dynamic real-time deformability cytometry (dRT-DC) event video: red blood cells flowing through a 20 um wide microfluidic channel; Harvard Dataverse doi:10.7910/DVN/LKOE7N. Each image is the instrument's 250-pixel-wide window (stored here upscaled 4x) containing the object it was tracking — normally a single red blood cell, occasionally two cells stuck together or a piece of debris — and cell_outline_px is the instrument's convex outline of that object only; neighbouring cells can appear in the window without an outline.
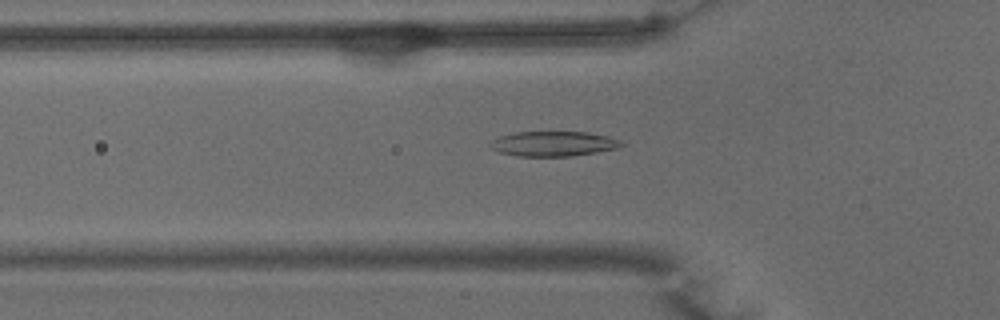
{"species": "common noctule bat (a hibernating species)", "species_latin": "Nyctalus noctula", "temperature_condition": "warm", "stored_images_in_passage": 49, "camera_frame_rate_fps": 3000, "um_per_image_px": 0.085, "animal": {"sex": "male", "body_mass_g": 15.6}, "frame": {"image": 1, "passage_image": 17, "time_ms": 5.333, "image_size_px": [1000, 320], "cell_outline_px": [[624, 144], [616, 148], [596, 152], [572, 156], [516, 156], [500, 152], [492, 148], [488, 144], [492, 140], [500, 136], [516, 132], [588, 132], [608, 136], [620, 140]], "centroid_in_image_um": [47.03, 12.21], "position_along_channel_um": 78.8, "area_um2": 18.96}}
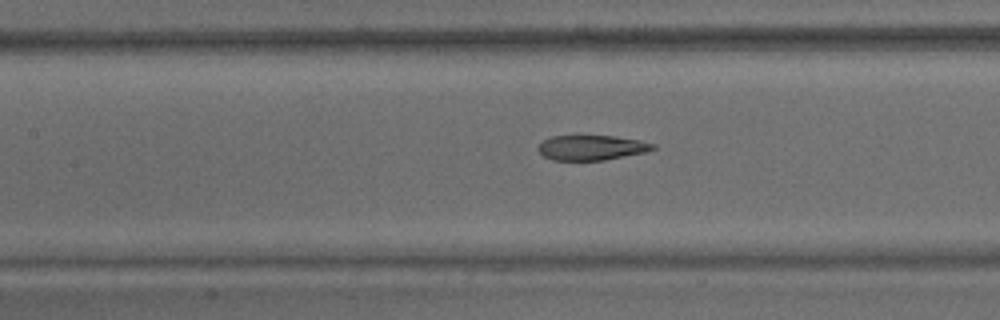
{"frame": {"image": 2, "passage_image": 23, "time_ms": 7.333, "image_size_px": [1000, 320], "cell_outline_px": [[656, 148], [644, 152], [604, 160], [552, 160], [544, 156], [536, 148], [544, 140], [552, 136], [616, 136], [640, 140], [656, 144]], "centroid_in_image_um": [50.29, 12.54], "position_along_channel_um": 157.1, "area_um2": 16.59}}
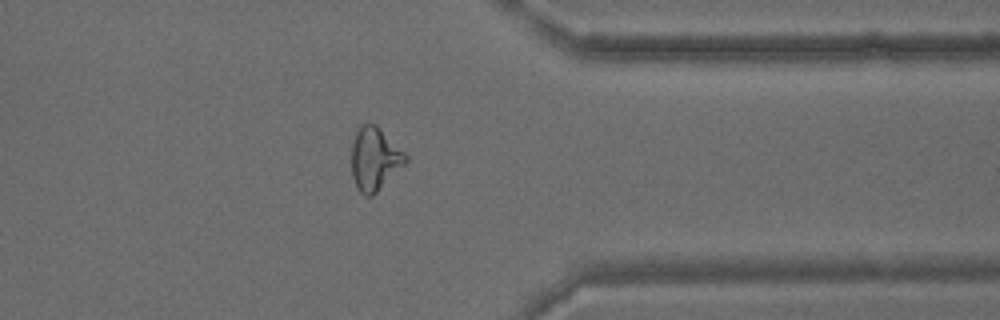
{"frame": {"image": 3, "passage_image": 41, "time_ms": 13.333, "image_size_px": [1000, 320], "cell_outline_px": [[408, 160], [372, 196], [364, 196], [360, 192], [352, 176], [352, 140], [356, 128], [360, 124], [376, 124], [408, 156]], "centroid_in_image_um": [31.82, 13.47], "position_along_channel_um": 379.6, "area_um2": 19.65}}